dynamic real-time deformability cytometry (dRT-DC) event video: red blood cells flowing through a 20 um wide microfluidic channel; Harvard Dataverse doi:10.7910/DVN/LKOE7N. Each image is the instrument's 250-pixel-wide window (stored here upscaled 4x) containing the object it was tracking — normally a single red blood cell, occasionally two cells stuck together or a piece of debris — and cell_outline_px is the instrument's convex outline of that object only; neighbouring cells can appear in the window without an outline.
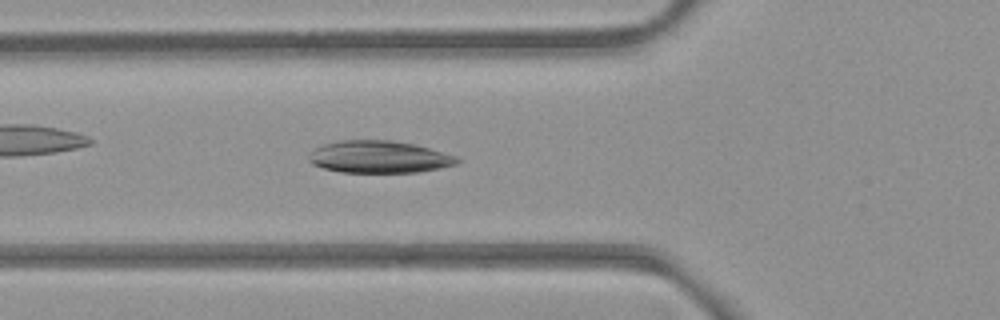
{"species": "common noctule bat (a hibernating species)", "species_latin": "Nyctalus noctula", "temperature_condition": "room temperature", "stored_images_in_passage": 34, "camera_frame_rate_fps": 3000, "um_per_image_px": 0.085, "animal": {"sex": "female", "body_mass_g": 21.9}, "frame": {"image": 1, "passage_image": 5, "time_ms": 1.333, "image_size_px": [1000, 320], "cell_outline_px": [[460, 160], [456, 164], [440, 168], [416, 172], [340, 172], [324, 168], [312, 164], [308, 160], [308, 156], [316, 148], [324, 144], [340, 140], [392, 140], [412, 144], [428, 148], [456, 156]], "centroid_in_image_um": [32.2, 13.34], "position_along_channel_um": 93.6, "area_um2": 27.57}}
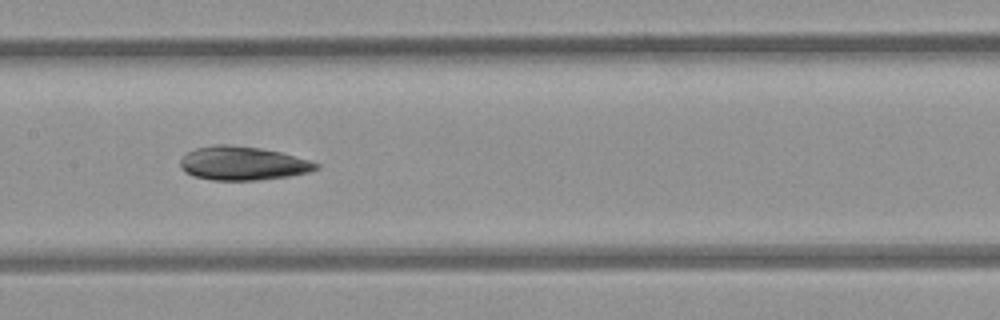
{"frame": {"image": 2, "passage_image": 12, "time_ms": 3.667, "image_size_px": [1000, 320], "cell_outline_px": [[320, 168], [308, 172], [288, 176], [256, 180], [212, 180], [192, 176], [184, 172], [180, 164], [180, 160], [188, 152], [196, 148], [212, 144], [228, 144], [260, 148], [280, 152], [308, 160], [320, 164]], "centroid_in_image_um": [20.61, 13.88], "position_along_channel_um": 186.8, "area_um2": 26.65}}
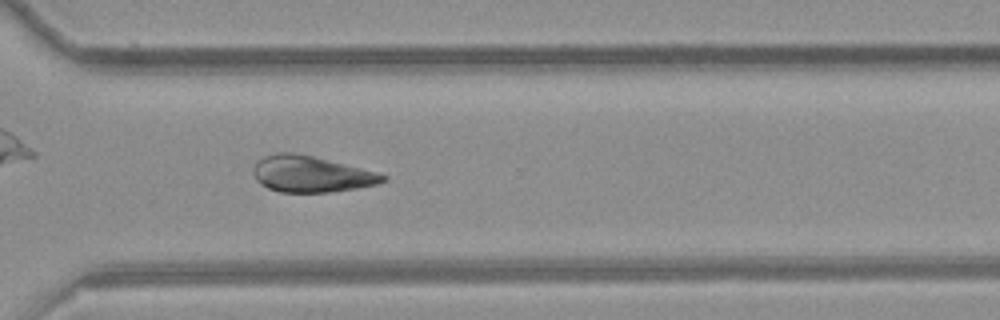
{"frame": {"image": 3, "passage_image": 24, "time_ms": 7.667, "image_size_px": [1000, 320], "cell_outline_px": [[388, 180], [376, 184], [356, 188], [328, 192], [280, 192], [268, 188], [260, 184], [256, 180], [252, 172], [256, 160], [264, 156], [276, 152], [292, 152], [312, 156], [376, 172], [388, 176]], "centroid_in_image_um": [26.39, 14.79], "position_along_channel_um": 344.2, "area_um2": 27.22}, "authors_computed_cell_mechanics": {"area_um2": 26.9348, "velocity_mm_per_s": 3.9599, "shape_relaxation_time_tau1_ms": 6.6648, "shape_relaxation_time_tau2_ms": null, "deformation_change_tau1": 0.1013, "deformation_change_tau2": null}}